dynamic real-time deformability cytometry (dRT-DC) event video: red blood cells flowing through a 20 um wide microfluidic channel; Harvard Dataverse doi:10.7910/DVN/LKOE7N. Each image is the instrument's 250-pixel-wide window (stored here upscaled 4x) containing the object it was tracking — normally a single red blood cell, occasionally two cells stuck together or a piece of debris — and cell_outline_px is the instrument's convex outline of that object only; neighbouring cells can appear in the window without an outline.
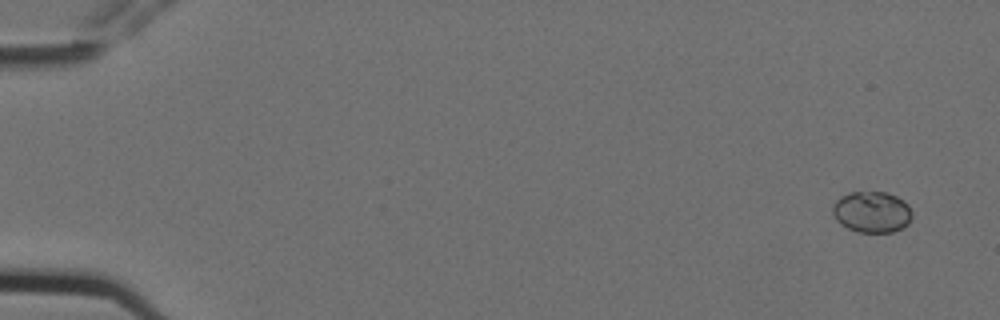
{"species": "Egyptian fruit bat (a non-hibernating species)", "species_latin": "Rousettus aegyptiacus", "temperature_condition": "cold", "stored_images_in_passage": 4, "camera_frame_rate_fps": 3000, "um_per_image_px": 0.085, "animal": {"sex": "female"}, "frame": {"image": 1, "passage_image": 1, "time_ms": 0.0, "image_size_px": [1000, 320], "cell_outline_px": [[912, 216], [908, 224], [892, 232], [860, 232], [848, 228], [840, 224], [836, 220], [832, 212], [832, 204], [840, 196], [852, 192], [888, 192], [904, 200], [908, 204], [912, 212]], "centroid_in_image_um": [74.1, 18.0], "position_along_channel_um": 10.9, "area_um2": 19.19}}
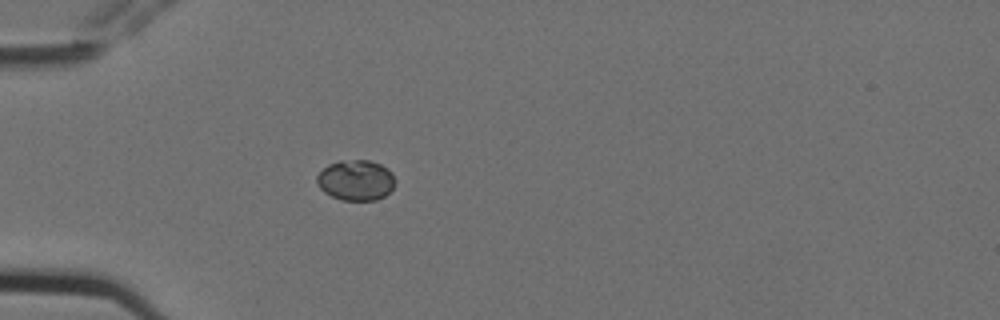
{"frame": {"image": 2, "passage_image": 4, "time_ms": 1.0, "image_size_px": [1000, 320], "cell_outline_px": [[396, 184], [384, 196], [376, 200], [340, 200], [324, 192], [320, 188], [316, 180], [316, 176], [328, 164], [340, 160], [368, 160], [380, 164], [388, 168], [392, 172], [396, 180]], "centroid_in_image_um": [30.26, 15.31], "position_along_channel_um": 54.7, "area_um2": 18.61}}